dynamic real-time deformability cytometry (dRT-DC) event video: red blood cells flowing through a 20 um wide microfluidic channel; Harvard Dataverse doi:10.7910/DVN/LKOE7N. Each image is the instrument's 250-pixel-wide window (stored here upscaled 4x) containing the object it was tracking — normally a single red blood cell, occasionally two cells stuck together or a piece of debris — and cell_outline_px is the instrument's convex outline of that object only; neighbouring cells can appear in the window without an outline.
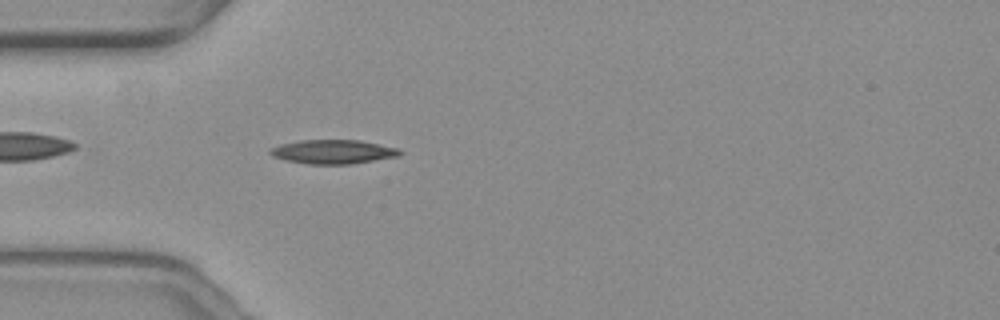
{"species": "common noctule bat (a hibernating species)", "species_latin": "Nyctalus noctula", "temperature_condition": "warm", "stored_images_in_passage": 42, "camera_frame_rate_fps": 3000, "um_per_image_px": 0.085, "animal": {"sex": "female", "body_mass_g": 19.3, "forearm_length_mm": 54.1}, "frame": {"image": 1, "passage_image": 2, "time_ms": 0.333, "image_size_px": [1000, 320], "cell_outline_px": [[404, 152], [400, 156], [352, 164], [308, 164], [284, 160], [272, 156], [268, 152], [272, 148], [280, 144], [300, 140], [360, 140], [396, 148]], "centroid_in_image_um": [28.31, 12.9], "position_along_channel_um": 56.7, "area_um2": 18.21}}
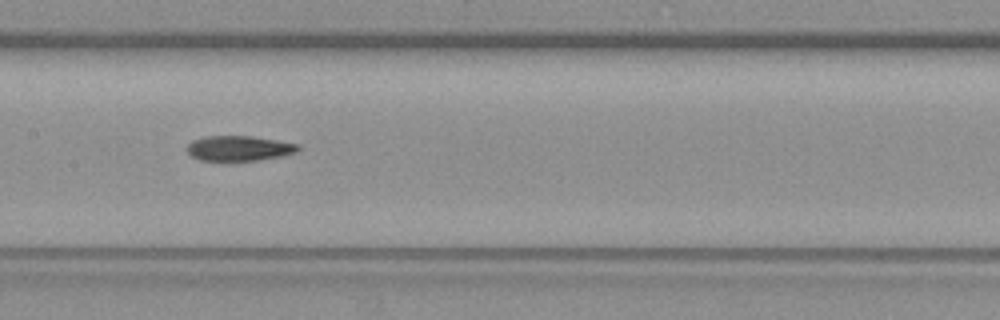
{"frame": {"image": 2, "passage_image": 13, "time_ms": 4.0, "image_size_px": [1000, 320], "cell_outline_px": [[300, 148], [296, 152], [280, 156], [256, 160], [200, 160], [192, 156], [188, 152], [188, 144], [192, 140], [204, 136], [252, 136], [300, 144]], "centroid_in_image_um": [20.32, 12.59], "position_along_channel_um": 187.1, "area_um2": 16.07}}
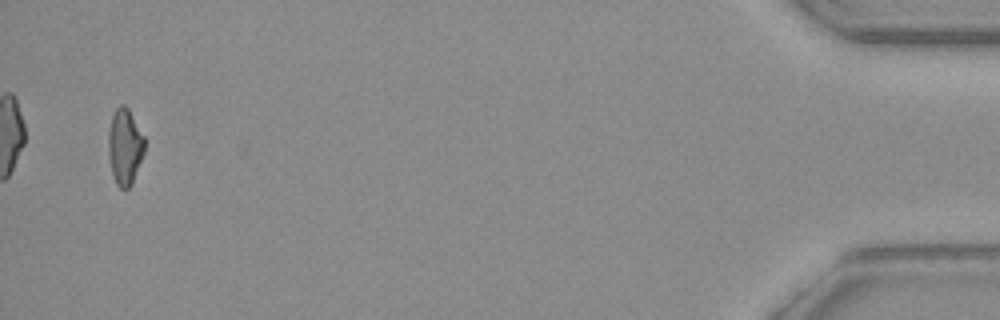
{"frame": {"image": 3, "passage_image": 40, "time_ms": 13.0, "image_size_px": [1000, 320], "cell_outline_px": [[144, 152], [132, 184], [128, 188], [120, 188], [116, 184], [112, 172], [108, 152], [108, 132], [112, 116], [116, 108], [120, 104], [124, 104], [128, 108], [144, 136]], "centroid_in_image_um": [10.6, 12.45], "position_along_channel_um": 424.6, "area_um2": 15.95}, "authors_computed_cell_mechanics": {"area_um2": 16.4441, "velocity_mm_per_s": 3.657, "shape_relaxation_time_tau1_ms": 6.1967, "shape_relaxation_time_tau2_ms": 6.7367, "deformation_change_tau1": 0.2235, "deformation_change_tau2": 0.1794}}